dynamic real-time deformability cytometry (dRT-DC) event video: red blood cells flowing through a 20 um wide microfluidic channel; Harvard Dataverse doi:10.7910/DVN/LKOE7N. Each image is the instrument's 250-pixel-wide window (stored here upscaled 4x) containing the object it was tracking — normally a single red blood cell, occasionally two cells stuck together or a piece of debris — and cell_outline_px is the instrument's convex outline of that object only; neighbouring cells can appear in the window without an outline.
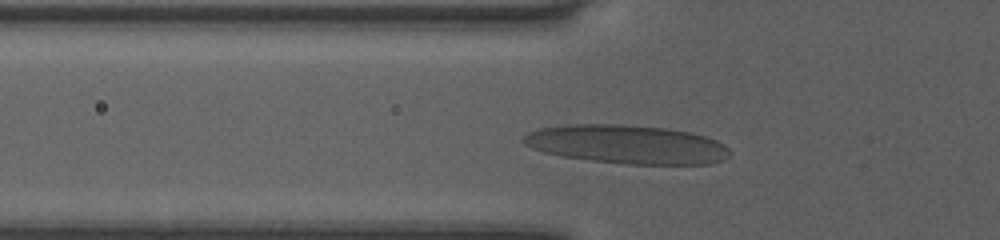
{"species": "human", "species_latin": "Homo sapiens", "temperature_condition": "room temperature", "stored_images_in_passage": 18, "camera_frame_rate_fps": 3000, "um_per_image_px": 0.085, "donor": {"sex": "female"}, "frame": {"image": 1, "passage_image": 11, "time_ms": 3.333, "image_size_px": [1000, 240], "cell_outline_px": [[732, 152], [728, 156], [720, 160], [708, 164], [628, 164], [592, 160], [560, 156], [544, 152], [532, 148], [524, 144], [520, 140], [528, 132], [540, 128], [568, 124], [620, 124], [664, 128], [692, 132], [716, 140], [724, 144]], "centroid_in_image_um": [53.27, 12.26], "position_along_channel_um": 72.5, "area_um2": 46.53}}
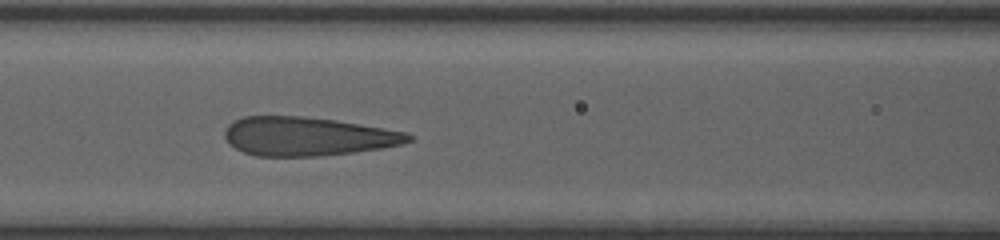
{"frame": {"image": 2, "passage_image": 16, "time_ms": 5.0, "image_size_px": [1000, 240], "cell_outline_px": [[412, 140], [404, 144], [380, 148], [352, 152], [316, 156], [256, 156], [244, 152], [236, 148], [224, 136], [224, 132], [228, 124], [232, 120], [244, 116], [304, 116], [336, 120], [404, 132], [412, 136]], "centroid_in_image_um": [26.1, 11.58], "position_along_channel_um": 140.5, "area_um2": 41.21}}